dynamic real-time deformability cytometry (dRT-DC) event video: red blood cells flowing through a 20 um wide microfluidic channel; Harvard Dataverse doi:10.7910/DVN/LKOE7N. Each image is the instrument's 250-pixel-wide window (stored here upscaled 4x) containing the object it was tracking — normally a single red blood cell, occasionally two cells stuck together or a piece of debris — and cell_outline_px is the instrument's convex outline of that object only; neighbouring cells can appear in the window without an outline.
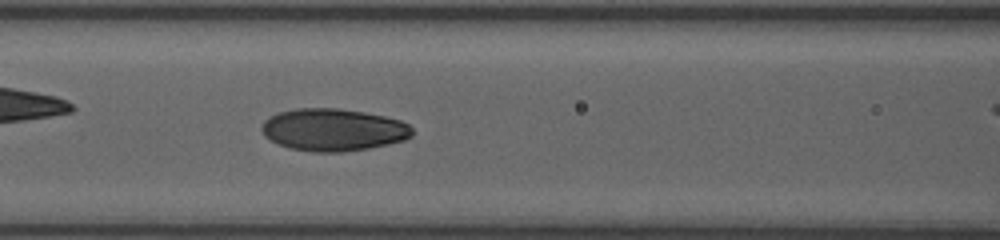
{"species": "human", "species_latin": "Homo sapiens", "temperature_condition": "room temperature", "stored_images_in_passage": 36, "camera_frame_rate_fps": 3000, "um_per_image_px": 0.085, "donor": {"sex": "female"}, "frame": {"image": 1, "passage_image": 13, "time_ms": 4.0, "image_size_px": [1000, 240], "cell_outline_px": [[412, 136], [404, 140], [388, 144], [368, 148], [344, 152], [312, 152], [288, 148], [276, 144], [264, 136], [260, 128], [264, 120], [280, 112], [296, 108], [336, 108], [364, 112], [384, 116], [400, 120], [408, 124], [412, 128]], "centroid_in_image_um": [28.3, 11.04], "position_along_channel_um": 138.3, "area_um2": 37.28}}
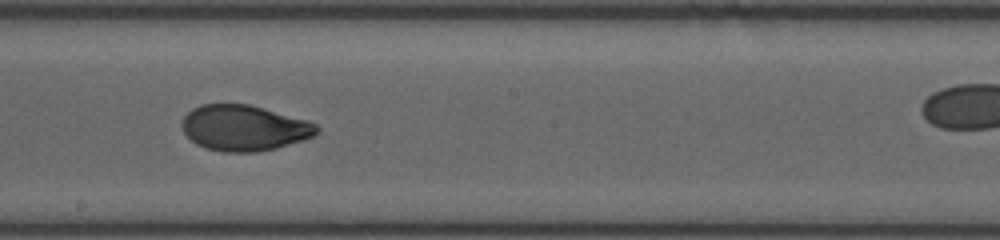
{"frame": {"image": 2, "passage_image": 20, "time_ms": 6.333, "image_size_px": [1000, 240], "cell_outline_px": [[320, 132], [304, 140], [276, 148], [256, 152], [224, 152], [204, 148], [196, 144], [184, 132], [184, 116], [192, 108], [200, 104], [248, 104], [264, 108], [308, 120], [316, 124], [320, 128]], "centroid_in_image_um": [20.79, 10.87], "position_along_channel_um": 227.4, "area_um2": 35.89}}
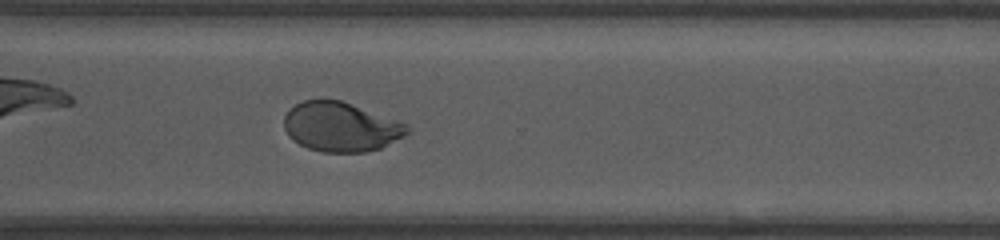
{"frame": {"image": 3, "passage_image": 29, "time_ms": 9.333, "image_size_px": [1000, 240], "cell_outline_px": [[412, 132], [380, 148], [364, 152], [324, 152], [308, 148], [292, 140], [288, 136], [284, 128], [284, 116], [288, 108], [304, 100], [340, 100], [400, 120], [408, 124]], "centroid_in_image_um": [28.99, 10.78], "position_along_channel_um": 341.6, "area_um2": 35.72}}